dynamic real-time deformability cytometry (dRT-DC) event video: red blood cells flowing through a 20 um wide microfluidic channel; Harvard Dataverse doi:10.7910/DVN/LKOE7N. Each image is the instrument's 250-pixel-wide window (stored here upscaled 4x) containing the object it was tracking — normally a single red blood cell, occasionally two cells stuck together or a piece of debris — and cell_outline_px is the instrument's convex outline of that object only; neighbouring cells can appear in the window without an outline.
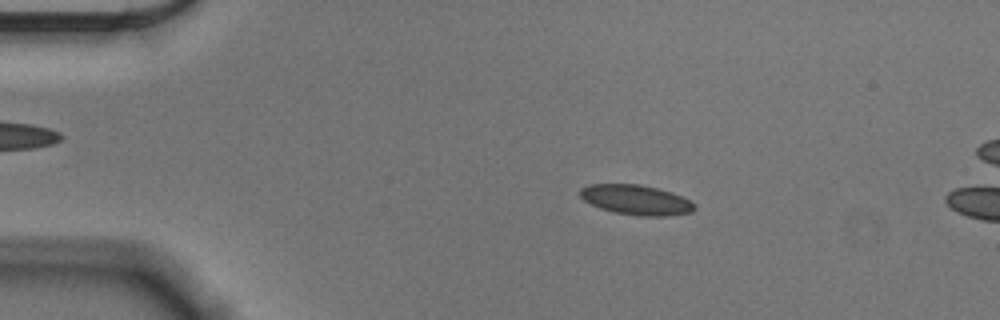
{"species": "Egyptian fruit bat (a non-hibernating species)", "species_latin": "Rousettus aegyptiacus", "temperature_condition": "cold", "stored_images_in_passage": 46, "camera_frame_rate_fps": 3000, "um_per_image_px": 0.085, "animal": {"sex": "male"}, "frame": {"image": 1, "passage_image": 1, "time_ms": 0.0, "image_size_px": [1000, 320], "cell_outline_px": [[696, 208], [692, 212], [668, 216], [640, 216], [616, 212], [600, 208], [584, 200], [580, 196], [580, 188], [588, 184], [640, 184], [672, 192], [696, 204]], "centroid_in_image_um": [54.08, 16.98], "position_along_channel_um": 30.9, "area_um2": 19.88}}
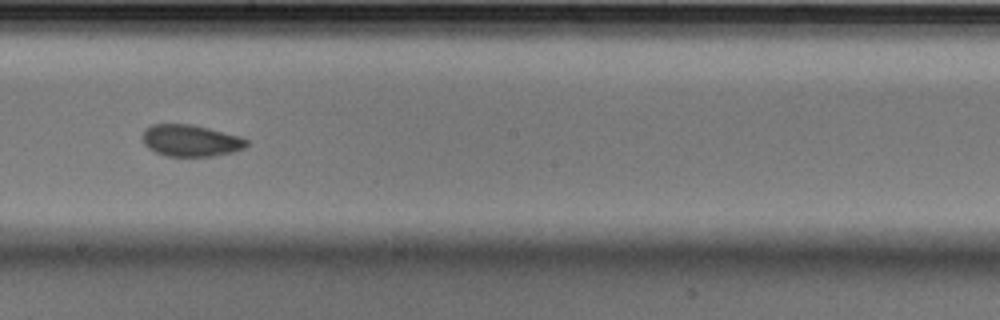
{"frame": {"image": 2, "passage_image": 22, "time_ms": 7.0, "image_size_px": [1000, 320], "cell_outline_px": [[248, 144], [244, 148], [232, 152], [212, 156], [164, 156], [148, 148], [144, 144], [140, 136], [144, 128], [152, 124], [188, 124], [208, 128], [240, 136], [248, 140]], "centroid_in_image_um": [16.16, 11.95], "position_along_channel_um": 232.0, "area_um2": 19.36}}
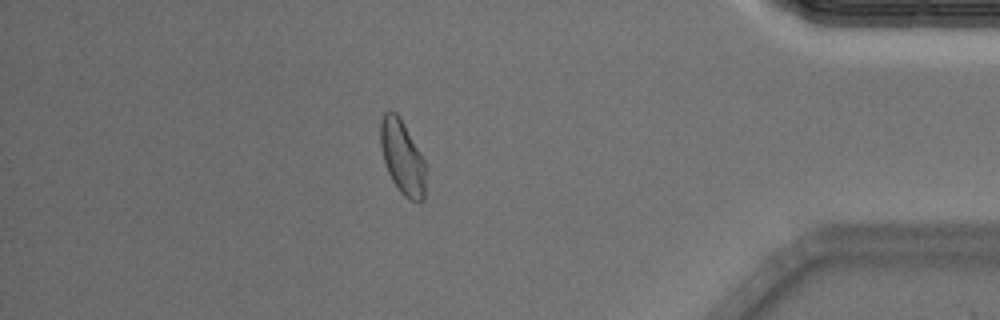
{"frame": {"image": 3, "passage_image": 39, "time_ms": 12.667, "image_size_px": [1000, 320], "cell_outline_px": [[424, 200], [408, 200], [400, 192], [392, 180], [388, 172], [384, 160], [380, 144], [380, 120], [384, 112], [396, 112], [400, 116], [424, 160]], "centroid_in_image_um": [34.17, 13.34], "position_along_channel_um": 401.0, "area_um2": 19.19}, "authors_computed_cell_mechanics": {"area_um2": 19.6809, "velocity_mm_per_s": 3.6152, "shape_relaxation_time_tau1_ms": 4.4599, "shape_relaxation_time_tau2_ms": 1.7368, "deformation_change_tau1": 0.089, "deformation_change_tau2": 0.0618}}